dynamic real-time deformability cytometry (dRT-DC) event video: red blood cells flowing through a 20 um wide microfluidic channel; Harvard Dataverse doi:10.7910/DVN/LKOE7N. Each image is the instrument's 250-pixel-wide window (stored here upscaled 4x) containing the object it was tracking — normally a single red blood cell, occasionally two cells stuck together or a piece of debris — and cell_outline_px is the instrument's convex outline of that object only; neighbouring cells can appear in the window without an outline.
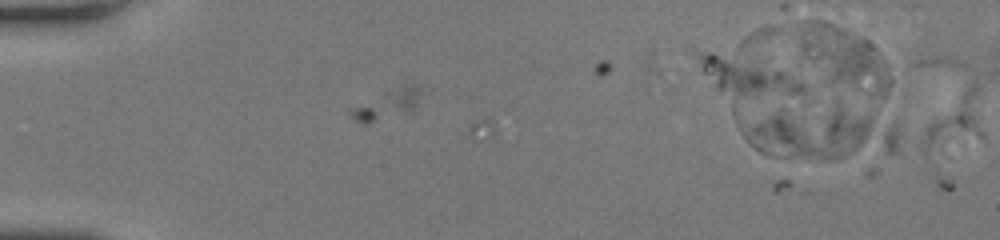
{"species": "human", "species_latin": "Homo sapiens", "temperature_condition": "room temperature", "stored_images_in_passage": 2, "camera_frame_rate_fps": 3000, "um_per_image_px": 0.085, "donor": {"sex": "female"}, "frame": {"image": 1, "passage_image": 2, "time_ms": 0.333, "image_size_px": [1000, 240], "cell_outline_px": [[900, 124], [896, 152], [832, 160], [768, 156], [760, 152], [748, 144], [740, 132], [732, 112], [732, 104], [836, 100]], "centroid_in_image_um": [69.27, 11.04], "position_along_channel_um": 15.7, "area_um2": 57.51}}